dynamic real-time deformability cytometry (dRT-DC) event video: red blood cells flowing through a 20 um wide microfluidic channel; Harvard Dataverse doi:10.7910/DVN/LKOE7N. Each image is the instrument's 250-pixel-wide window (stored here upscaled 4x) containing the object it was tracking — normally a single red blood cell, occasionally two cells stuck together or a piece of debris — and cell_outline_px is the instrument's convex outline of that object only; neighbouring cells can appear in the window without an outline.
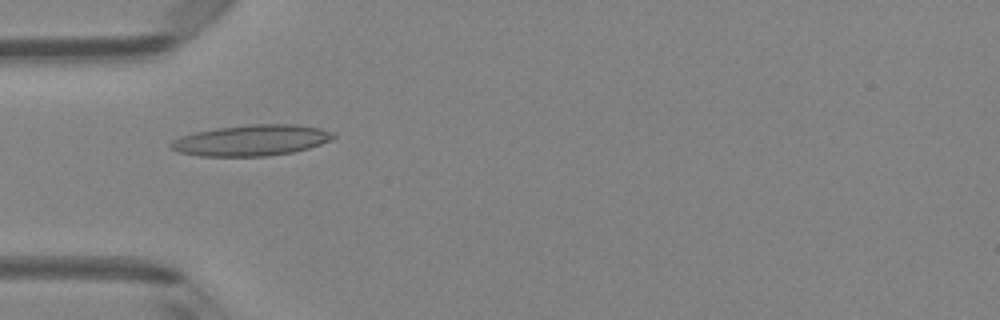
{"species": "Egyptian fruit bat (a non-hibernating species)", "species_latin": "Rousettus aegyptiacus", "temperature_condition": "room temperature", "stored_images_in_passage": 46, "camera_frame_rate_fps": 3000, "um_per_image_px": 0.085, "animal": {"sex": "female"}, "frame": {"image": 1, "passage_image": 13, "time_ms": 4.0, "image_size_px": [1000, 320], "cell_outline_px": [[336, 136], [332, 140], [308, 148], [292, 152], [268, 156], [200, 156], [180, 152], [172, 148], [168, 144], [172, 140], [180, 136], [196, 132], [216, 128], [252, 124], [296, 124], [320, 128], [336, 132]], "centroid_in_image_um": [21.41, 11.92], "position_along_channel_um": 63.6, "area_um2": 29.36}}
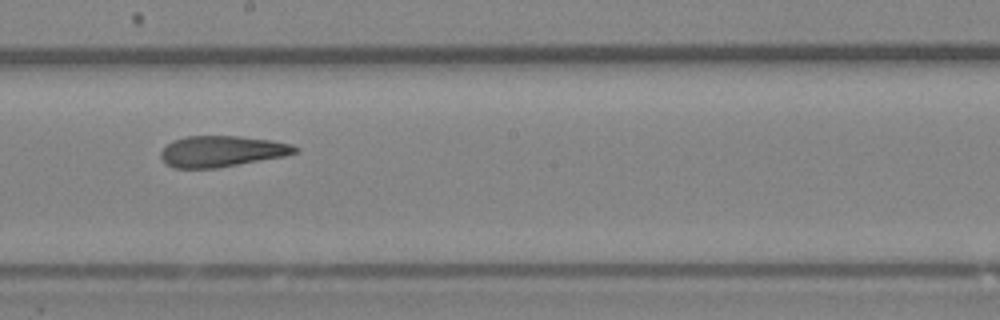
{"frame": {"image": 2, "passage_image": 25, "time_ms": 8.0, "image_size_px": [1000, 320], "cell_outline_px": [[300, 148], [296, 152], [284, 156], [216, 168], [172, 168], [160, 156], [160, 152], [172, 140], [184, 136], [240, 136], [272, 140], [292, 144]], "centroid_in_image_um": [18.85, 12.85], "position_along_channel_um": 229.4, "area_um2": 24.22}}
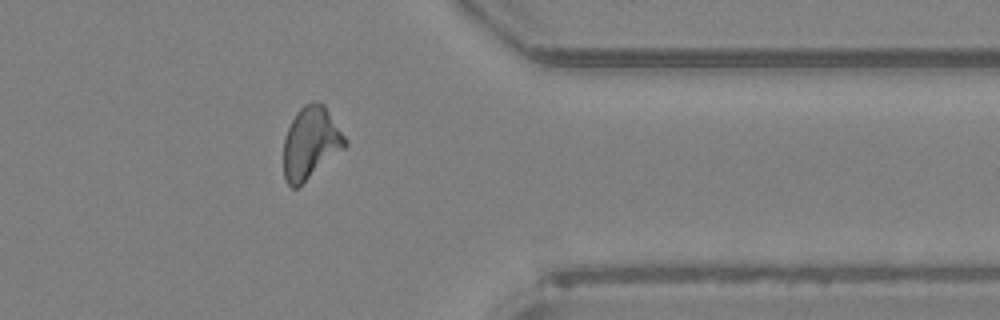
{"frame": {"image": 3, "passage_image": 37, "time_ms": 12.0, "image_size_px": [1000, 320], "cell_outline_px": [[348, 144], [344, 148], [296, 188], [292, 188], [284, 180], [284, 140], [288, 128], [296, 112], [304, 104], [312, 100], [320, 100], [324, 104], [348, 140]], "centroid_in_image_um": [26.41, 12.1], "position_along_channel_um": 385.0, "area_um2": 25.72}, "authors_computed_cell_mechanics": {"area_um2": 25.3742, "velocity_mm_per_s": 4.1902, "shape_relaxation_time_tau1_ms": null, "shape_relaxation_time_tau2_ms": 2.5993, "deformation_change_tau1": null, "deformation_change_tau2": 0.1225}}